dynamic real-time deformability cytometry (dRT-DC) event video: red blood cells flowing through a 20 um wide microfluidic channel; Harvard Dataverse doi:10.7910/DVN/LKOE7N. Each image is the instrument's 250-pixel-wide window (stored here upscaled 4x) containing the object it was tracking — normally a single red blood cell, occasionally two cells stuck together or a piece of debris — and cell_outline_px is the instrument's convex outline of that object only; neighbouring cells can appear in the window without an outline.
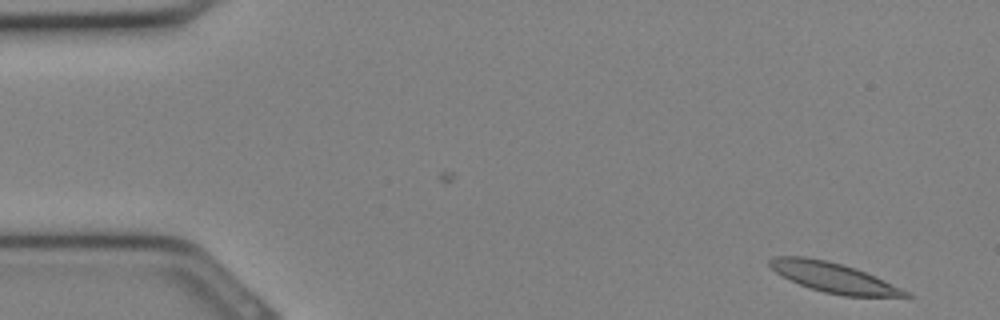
{"species": "Egyptian fruit bat (a non-hibernating species)", "species_latin": "Rousettus aegyptiacus", "temperature_condition": "cold", "stored_images_in_passage": 31, "camera_frame_rate_fps": 3000, "um_per_image_px": 0.085, "animal": {"sex": "female"}, "frame": {"image": 1, "passage_image": 1, "time_ms": 0.0, "image_size_px": [1000, 320], "cell_outline_px": [[916, 296], [844, 296], [824, 292], [808, 288], [776, 272], [768, 264], [768, 260], [776, 256], [804, 256], [824, 260], [840, 264], [864, 272], [912, 292]], "centroid_in_image_um": [70.86, 23.6], "position_along_channel_um": 14.1, "area_um2": 23.18}}
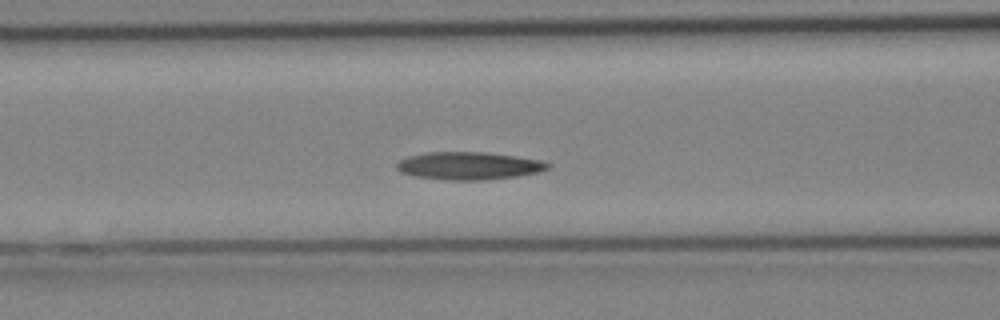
{"frame": {"image": 2, "passage_image": 12, "time_ms": 3.667, "image_size_px": [1000, 320], "cell_outline_px": [[552, 164], [548, 168], [540, 172], [516, 176], [484, 180], [448, 180], [416, 176], [400, 172], [396, 168], [396, 164], [400, 160], [408, 156], [428, 152], [484, 152], [540, 160]], "centroid_in_image_um": [39.84, 14.09], "position_along_channel_um": 126.8, "area_um2": 24.22}}
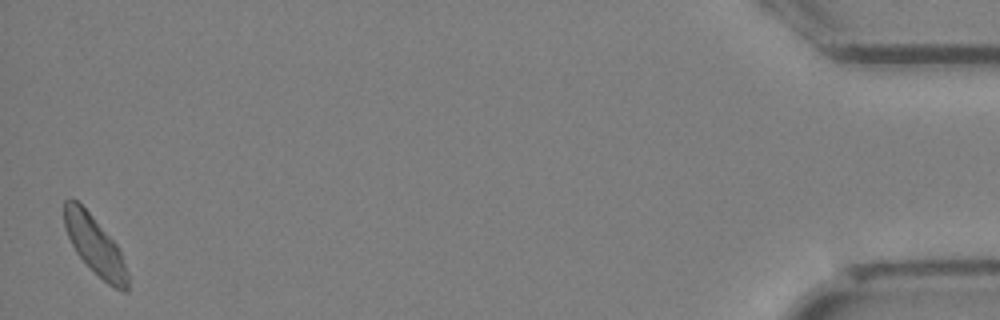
{"frame": {"image": 3, "passage_image": 31, "time_ms": 10.0, "image_size_px": [1000, 320], "cell_outline_px": [[128, 292], [124, 292], [108, 284], [76, 252], [68, 236], [64, 224], [64, 200], [72, 196], [92, 216], [116, 244], [120, 252], [128, 272]], "centroid_in_image_um": [8.06, 20.84], "position_along_channel_um": 427.1, "area_um2": 21.04}}